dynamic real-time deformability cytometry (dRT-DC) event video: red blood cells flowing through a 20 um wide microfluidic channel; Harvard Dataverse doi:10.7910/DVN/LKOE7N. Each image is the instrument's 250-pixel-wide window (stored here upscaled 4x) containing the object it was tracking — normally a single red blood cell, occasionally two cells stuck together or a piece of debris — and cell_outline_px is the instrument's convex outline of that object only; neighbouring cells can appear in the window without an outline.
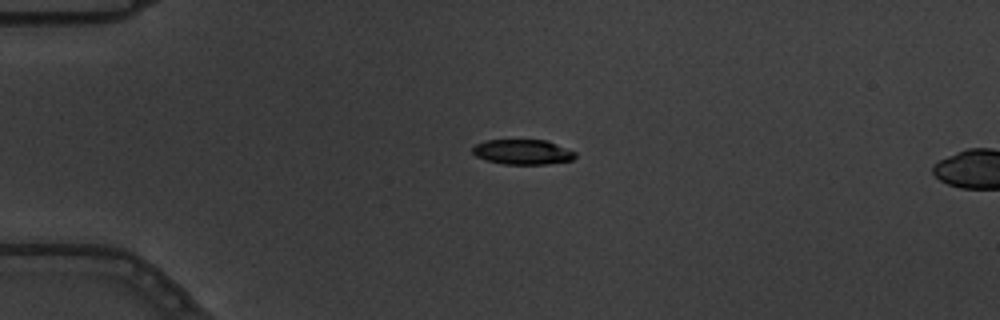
{"species": "common noctule bat (a hibernating species)", "species_latin": "Nyctalus noctula", "temperature_condition": "warm", "stored_images_in_passage": 6, "segment_of_instrument_passage": [1, 2], "camera_frame_rate_fps": 3000, "um_per_image_px": 0.085, "animal": {"sex": "male", "body_mass_g": 19.5, "forearm_length_mm": 54.6}, "frame": {"image": 1, "passage_image": 4, "time_ms": 1.0, "image_size_px": [1000, 320], "cell_outline_px": [[576, 156], [572, 160], [548, 164], [504, 164], [488, 160], [476, 156], [472, 152], [472, 148], [476, 144], [484, 140], [544, 140], [556, 144], [576, 152]], "centroid_in_image_um": [44.42, 12.92], "position_along_channel_um": 40.6, "area_um2": 14.85}}